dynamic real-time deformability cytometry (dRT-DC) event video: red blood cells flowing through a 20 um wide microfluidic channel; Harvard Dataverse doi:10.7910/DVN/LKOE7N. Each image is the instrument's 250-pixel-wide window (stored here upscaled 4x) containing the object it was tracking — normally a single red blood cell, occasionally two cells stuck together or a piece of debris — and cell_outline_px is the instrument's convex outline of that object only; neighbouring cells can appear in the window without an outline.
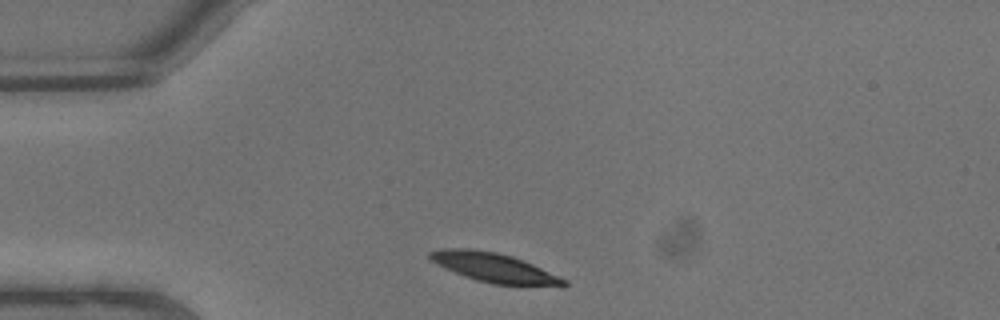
{"species": "common noctule bat (a hibernating species)", "species_latin": "Nyctalus noctula", "temperature_condition": "warm", "stored_images_in_passage": 2, "camera_frame_rate_fps": 3000, "um_per_image_px": 0.085, "animal": {"sex": "male", "body_mass_g": 13.3}, "frame": {"image": 1, "passage_image": 1, "time_ms": 0.0, "image_size_px": [1000, 320], "cell_outline_px": [[568, 284], [564, 288], [492, 284], [476, 280], [464, 276], [444, 268], [432, 260], [428, 256], [428, 252], [440, 248], [468, 248], [496, 252], [512, 256], [532, 264], [568, 280]], "centroid_in_image_um": [42.08, 22.78], "position_along_channel_um": 42.9, "area_um2": 23.29}}